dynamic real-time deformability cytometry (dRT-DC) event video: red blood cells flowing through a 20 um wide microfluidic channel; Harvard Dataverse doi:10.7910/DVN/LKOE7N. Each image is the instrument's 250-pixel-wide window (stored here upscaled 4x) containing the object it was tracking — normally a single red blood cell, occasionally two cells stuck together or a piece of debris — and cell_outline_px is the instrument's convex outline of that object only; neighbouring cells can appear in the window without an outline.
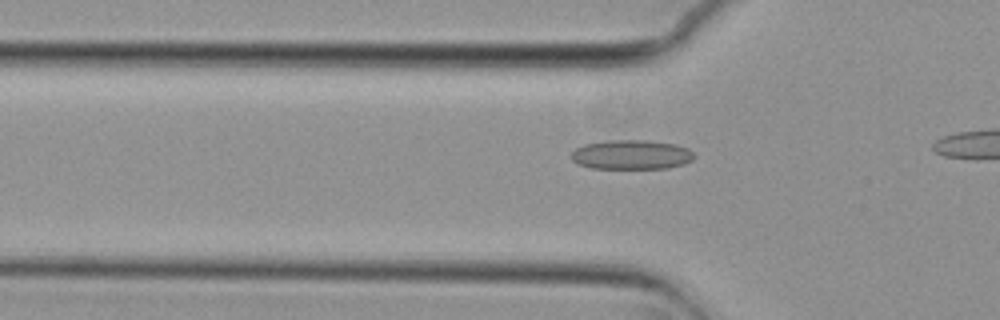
{"species": "common noctule bat (a hibernating species)", "species_latin": "Nyctalus noctula", "temperature_condition": "cold", "stored_images_in_passage": 13, "camera_frame_rate_fps": 3000, "um_per_image_px": 0.085, "animal": {"sex": "female", "body_mass_g": 29.2, "forearm_length_mm": 56.3}, "frame": {"image": 1, "passage_image": 10, "time_ms": 3.0, "image_size_px": [1000, 320], "cell_outline_px": [[696, 156], [692, 160], [684, 164], [668, 168], [592, 168], [580, 164], [572, 160], [572, 152], [576, 148], [584, 144], [608, 140], [648, 140], [676, 144], [688, 148]], "centroid_in_image_um": [53.71, 13.14], "position_along_channel_um": 72.1, "area_um2": 21.1}}